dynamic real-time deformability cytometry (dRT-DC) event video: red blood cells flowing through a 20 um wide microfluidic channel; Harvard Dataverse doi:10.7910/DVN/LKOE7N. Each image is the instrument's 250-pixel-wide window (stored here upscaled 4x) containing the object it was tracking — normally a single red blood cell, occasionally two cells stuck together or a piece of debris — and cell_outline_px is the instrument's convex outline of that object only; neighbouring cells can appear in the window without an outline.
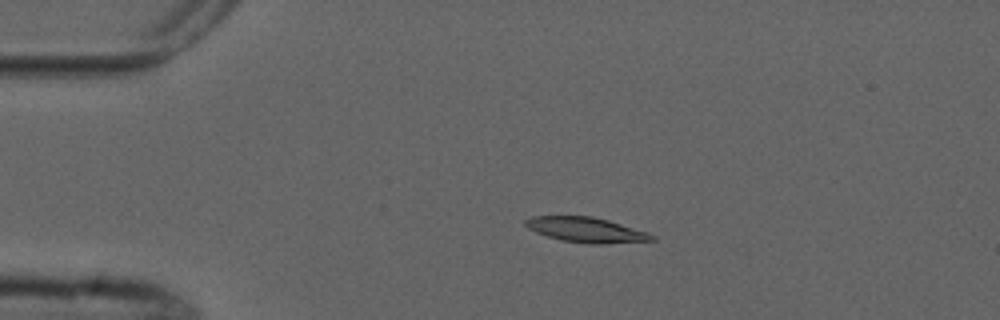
{"species": "common noctule bat (a hibernating species)", "species_latin": "Nyctalus noctula", "temperature_condition": "cold", "stored_images_in_passage": 4, "camera_frame_rate_fps": 3000, "um_per_image_px": 0.085, "animal": {"sex": "male", "forearm_length_mm": 52.5}, "frame": {"image": 1, "passage_image": 3, "time_ms": 2.333, "image_size_px": [1000, 320], "cell_outline_px": [[656, 240], [604, 244], [592, 244], [560, 240], [536, 232], [528, 228], [524, 224], [524, 220], [532, 216], [592, 216], [608, 220], [648, 232], [656, 236]], "centroid_in_image_um": [49.84, 19.54], "position_along_channel_um": 35.2, "area_um2": 18.5}}